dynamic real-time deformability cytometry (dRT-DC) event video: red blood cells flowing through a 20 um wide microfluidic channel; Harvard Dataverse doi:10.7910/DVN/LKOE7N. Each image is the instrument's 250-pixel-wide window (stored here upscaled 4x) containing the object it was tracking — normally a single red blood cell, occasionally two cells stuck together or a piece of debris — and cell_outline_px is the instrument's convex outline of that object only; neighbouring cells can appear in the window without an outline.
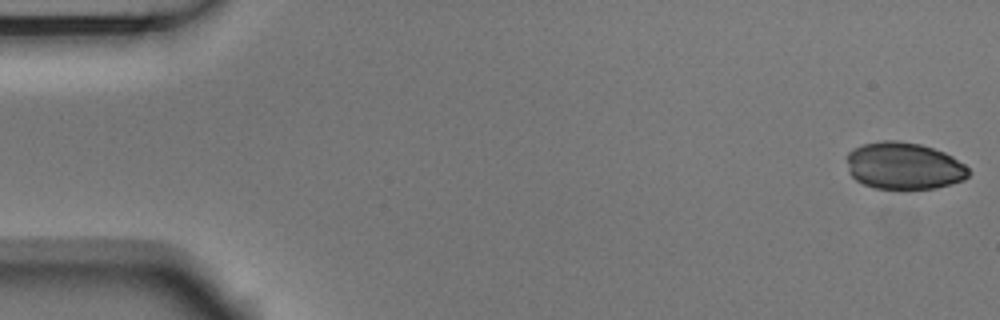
{"species": "Egyptian fruit bat (a non-hibernating species)", "species_latin": "Rousettus aegyptiacus", "temperature_condition": "room temperature", "stored_images_in_passage": 53, "camera_frame_rate_fps": 3000, "um_per_image_px": 0.085, "animal": {"sex": "male"}, "frame": {"image": 1, "passage_image": 1, "time_ms": 0.0, "image_size_px": [1000, 320], "cell_outline_px": [[972, 172], [964, 180], [936, 188], [872, 188], [856, 180], [848, 172], [848, 152], [852, 148], [864, 144], [884, 140], [896, 140], [920, 144], [944, 152], [952, 156], [964, 164]], "centroid_in_image_um": [76.84, 14.09], "position_along_channel_um": 8.2, "area_um2": 33.35}}